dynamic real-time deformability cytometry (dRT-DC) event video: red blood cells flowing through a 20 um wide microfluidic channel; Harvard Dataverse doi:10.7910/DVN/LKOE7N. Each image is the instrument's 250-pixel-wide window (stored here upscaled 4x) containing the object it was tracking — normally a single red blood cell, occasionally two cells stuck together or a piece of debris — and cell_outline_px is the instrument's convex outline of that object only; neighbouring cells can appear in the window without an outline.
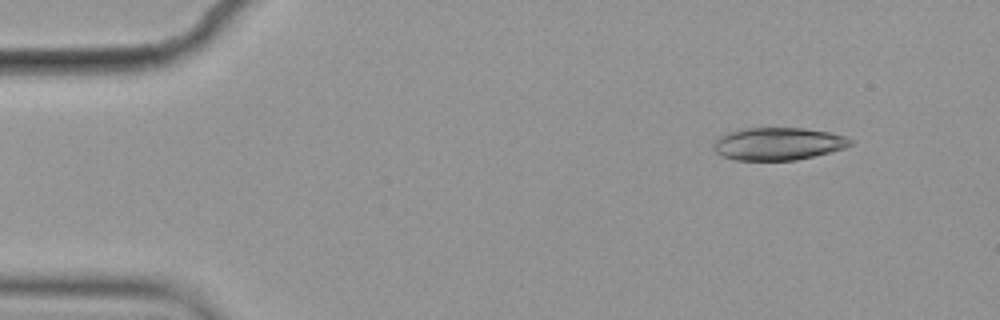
{"species": "common noctule bat (a hibernating species)", "species_latin": "Nyctalus noctula", "temperature_condition": "cold", "stored_images_in_passage": 56, "camera_frame_rate_fps": 3000, "um_per_image_px": 0.085, "animal": {"sex": "female", "body_mass_g": 19.9}, "frame": {"image": 1, "passage_image": 6, "time_ms": 1.667, "image_size_px": [1000, 320], "cell_outline_px": [[856, 140], [852, 144], [844, 148], [796, 160], [736, 160], [724, 156], [716, 152], [712, 148], [712, 144], [720, 136], [728, 132], [744, 128], [804, 128], [828, 132], [848, 136]], "centroid_in_image_um": [66.16, 12.21], "position_along_channel_um": 18.8, "area_um2": 26.01}}
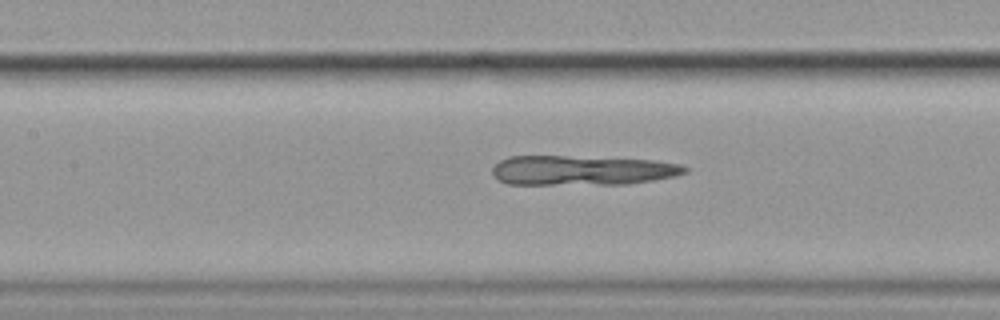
{"frame": {"image": 2, "passage_image": 25, "time_ms": 8.0, "image_size_px": [1000, 320], "cell_outline_px": [[688, 172], [676, 176], [628, 184], [508, 184], [500, 180], [492, 172], [492, 168], [500, 160], [508, 156], [564, 156], [656, 160], [680, 164], [688, 168]], "centroid_in_image_um": [49.5, 14.48], "position_along_channel_um": 157.9, "area_um2": 33.29}}
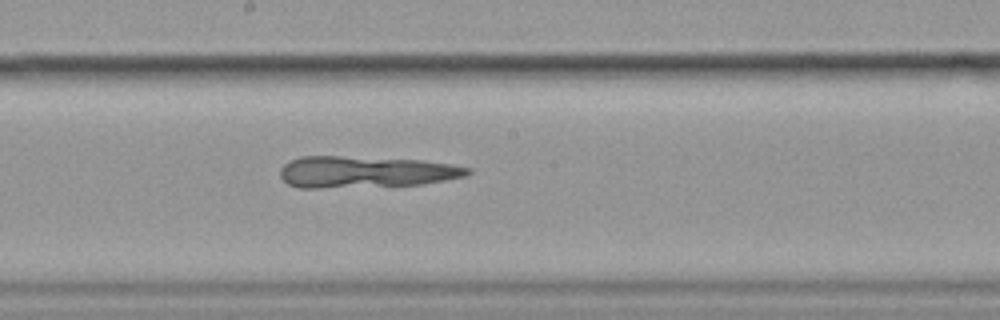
{"frame": {"image": 3, "passage_image": 30, "time_ms": 9.667, "image_size_px": [1000, 320], "cell_outline_px": [[472, 172], [464, 176], [444, 180], [420, 184], [320, 188], [300, 188], [288, 184], [280, 176], [280, 168], [284, 164], [300, 156], [340, 156], [420, 160], [452, 164], [472, 168]], "centroid_in_image_um": [31.04, 14.61], "position_along_channel_um": 217.2, "area_um2": 34.28}}